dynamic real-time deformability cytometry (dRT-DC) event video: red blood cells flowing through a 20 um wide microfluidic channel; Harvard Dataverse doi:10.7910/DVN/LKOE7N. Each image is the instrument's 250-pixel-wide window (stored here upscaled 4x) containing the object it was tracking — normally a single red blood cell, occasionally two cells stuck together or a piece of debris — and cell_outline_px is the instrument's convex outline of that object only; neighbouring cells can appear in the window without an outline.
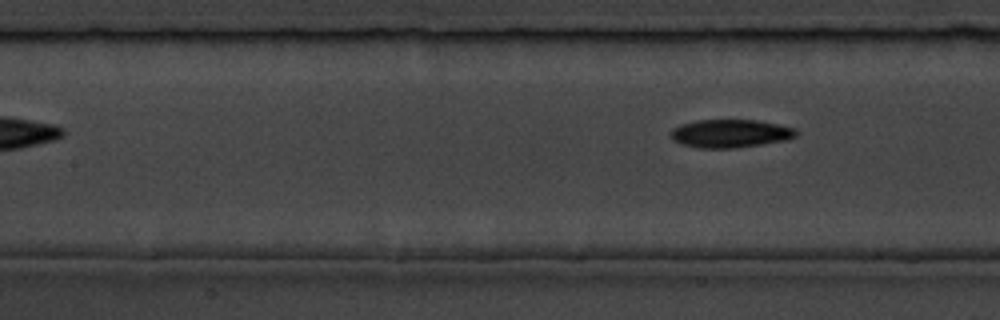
{"species": "common noctule bat (a hibernating species)", "species_latin": "Nyctalus noctula", "temperature_condition": "room temperature", "stored_images_in_passage": 9, "segment_of_instrument_passage": [2, 2], "camera_frame_rate_fps": 3000, "um_per_image_px": 0.085, "animal": {"sex": "male", "body_mass_g": 19.5, "forearm_length_mm": 54.6}, "frame": {"image": 1, "passage_image": 9, "time_ms": 10.0, "image_size_px": [1000, 320], "cell_outline_px": [[800, 132], [796, 136], [784, 140], [760, 144], [732, 148], [700, 148], [680, 144], [672, 140], [668, 132], [672, 128], [680, 124], [696, 120], [756, 120], [796, 128]], "centroid_in_image_um": [62.02, 11.34], "position_along_channel_um": 145.4, "area_um2": 20.69}}